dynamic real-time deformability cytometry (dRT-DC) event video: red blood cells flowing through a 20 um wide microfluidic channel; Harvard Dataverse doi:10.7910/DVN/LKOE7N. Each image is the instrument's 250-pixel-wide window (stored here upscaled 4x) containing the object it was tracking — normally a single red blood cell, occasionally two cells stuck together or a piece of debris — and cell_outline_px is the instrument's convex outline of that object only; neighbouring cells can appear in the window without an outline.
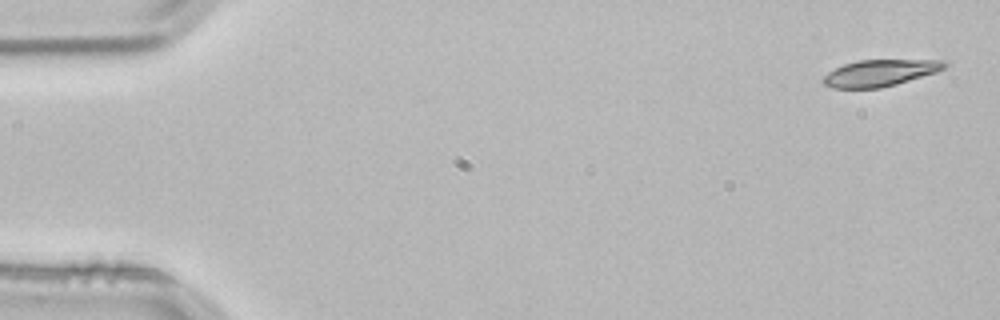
{"species": "common noctule bat (a hibernating species)", "species_latin": "Nyctalus noctula", "temperature_condition": "room temperature", "stored_images_in_passage": 4, "camera_frame_rate_fps": 3000, "um_per_image_px": 0.085, "animal": {"sex": "male", "body_mass_g": 21.5, "forearm_length_mm": 52.0}, "frame": {"image": 1, "passage_image": 1, "time_ms": 0.0, "image_size_px": [1000, 320], "cell_outline_px": [[948, 64], [944, 68], [936, 72], [896, 84], [880, 88], [832, 88], [824, 84], [820, 80], [828, 72], [844, 64], [860, 60], [948, 60]], "centroid_in_image_um": [74.79, 6.2], "position_along_channel_um": 10.2, "area_um2": 18.73}}
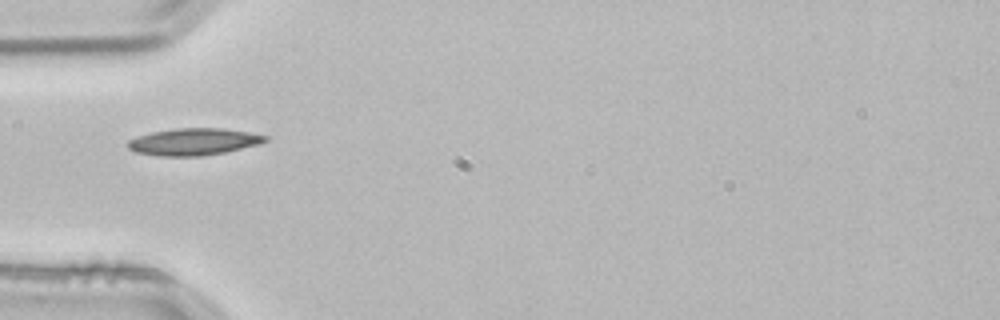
{"frame": {"image": 2, "passage_image": 4, "time_ms": 1.0, "image_size_px": [1000, 320], "cell_outline_px": [[268, 140], [260, 144], [224, 152], [200, 156], [160, 156], [136, 152], [128, 148], [128, 140], [136, 136], [152, 132], [172, 128], [224, 128], [248, 132], [268, 136]], "centroid_in_image_um": [16.45, 12.04], "position_along_channel_um": 68.5, "area_um2": 21.62}}